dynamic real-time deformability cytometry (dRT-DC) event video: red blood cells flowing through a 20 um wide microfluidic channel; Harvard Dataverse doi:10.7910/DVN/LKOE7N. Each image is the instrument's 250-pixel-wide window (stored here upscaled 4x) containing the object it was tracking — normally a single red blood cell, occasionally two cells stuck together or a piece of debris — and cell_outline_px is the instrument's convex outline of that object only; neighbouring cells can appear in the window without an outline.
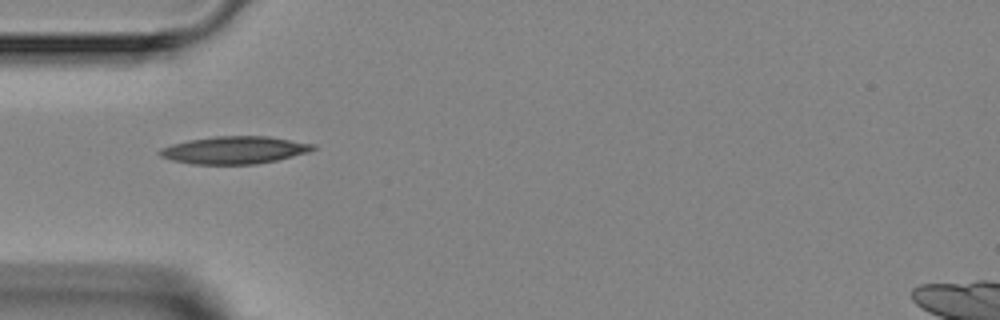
{"species": "Egyptian fruit bat (a non-hibernating species)", "species_latin": "Rousettus aegyptiacus", "temperature_condition": "room temperature", "stored_images_in_passage": 4, "camera_frame_rate_fps": 3000, "um_per_image_px": 0.085, "animal": {"sex": "female"}, "frame": {"image": 1, "passage_image": 1, "time_ms": 0.0, "image_size_px": [1000, 320], "cell_outline_px": [[316, 148], [308, 152], [276, 160], [256, 164], [192, 164], [172, 160], [160, 156], [156, 152], [160, 148], [172, 144], [188, 140], [216, 136], [268, 136], [316, 144]], "centroid_in_image_um": [19.9, 12.75], "position_along_channel_um": 65.1, "area_um2": 24.57}}
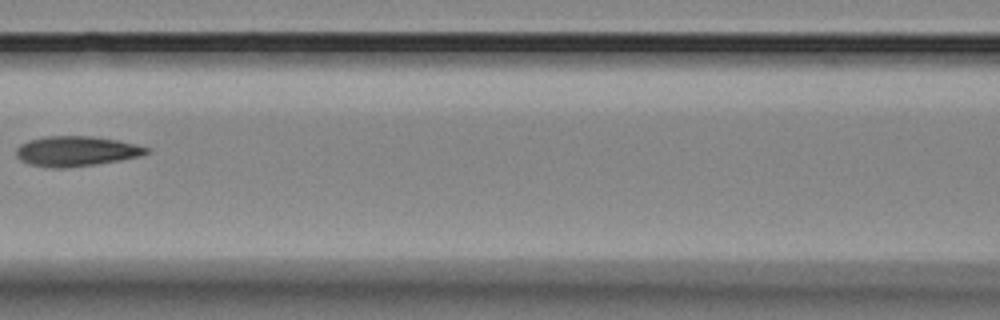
{"frame": {"image": 2, "passage_image": 3, "time_ms": 2.333, "image_size_px": [1000, 320], "cell_outline_px": [[152, 152], [140, 156], [120, 160], [96, 164], [64, 168], [52, 168], [28, 164], [20, 160], [16, 156], [16, 148], [20, 144], [28, 140], [44, 136], [92, 136], [120, 140], [152, 148]], "centroid_in_image_um": [6.5, 12.84], "position_along_channel_um": 160.1, "area_um2": 23.18}}
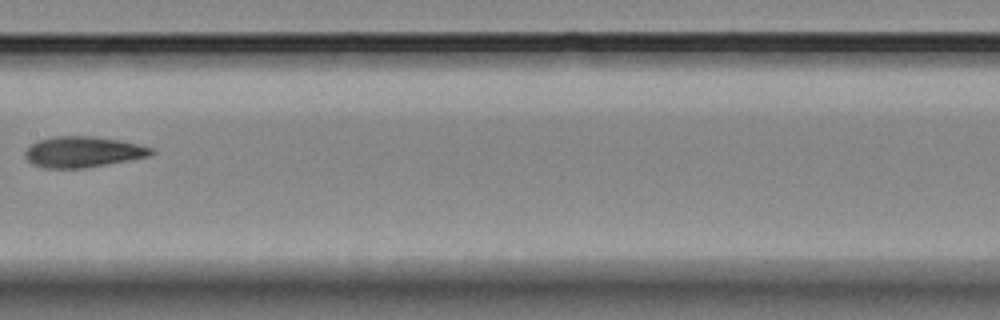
{"frame": {"image": 3, "passage_image": 4, "time_ms": 3.333, "image_size_px": [1000, 320], "cell_outline_px": [[156, 152], [152, 156], [84, 168], [44, 168], [32, 164], [24, 156], [24, 152], [36, 140], [52, 136], [88, 136], [120, 140], [152, 148]], "centroid_in_image_um": [7.04, 12.91], "position_along_channel_um": 200.4, "area_um2": 22.72}}